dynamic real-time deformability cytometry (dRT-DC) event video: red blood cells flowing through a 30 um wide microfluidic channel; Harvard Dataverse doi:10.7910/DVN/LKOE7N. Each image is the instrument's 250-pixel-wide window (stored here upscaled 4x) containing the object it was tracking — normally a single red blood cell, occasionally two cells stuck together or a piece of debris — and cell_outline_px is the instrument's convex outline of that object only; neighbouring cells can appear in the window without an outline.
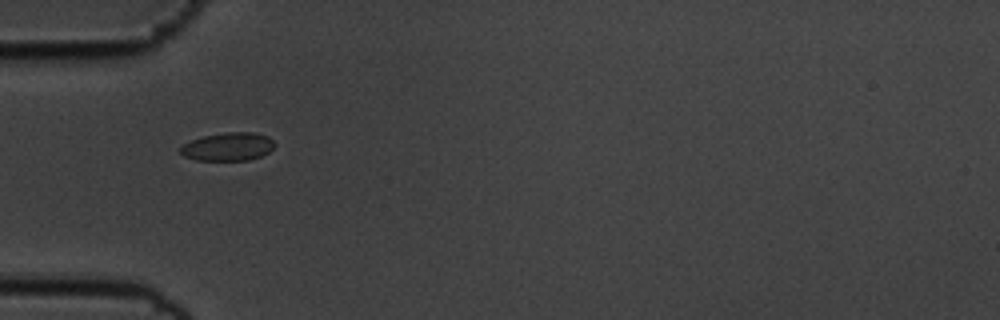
{"species": "common noctule bat (a hibernating species)", "species_latin": "Nyctalus noctula", "temperature_condition": "cold", "stored_images_in_passage": 40, "camera_frame_rate_fps": 3000, "um_per_image_px": 0.085, "animal": {"sex": "male", "body_mass_g": 19.5, "forearm_length_mm": 54.6}, "frame": {"image": 1, "passage_image": 1, "time_ms": 0.0, "image_size_px": [1000, 320], "cell_outline_px": [[276, 144], [268, 152], [260, 156], [248, 160], [196, 160], [184, 156], [180, 152], [180, 148], [184, 144], [192, 140], [204, 136], [228, 132], [252, 132], [268, 136]], "centroid_in_image_um": [19.39, 12.47], "position_along_channel_um": 65.6, "area_um2": 15.32}}
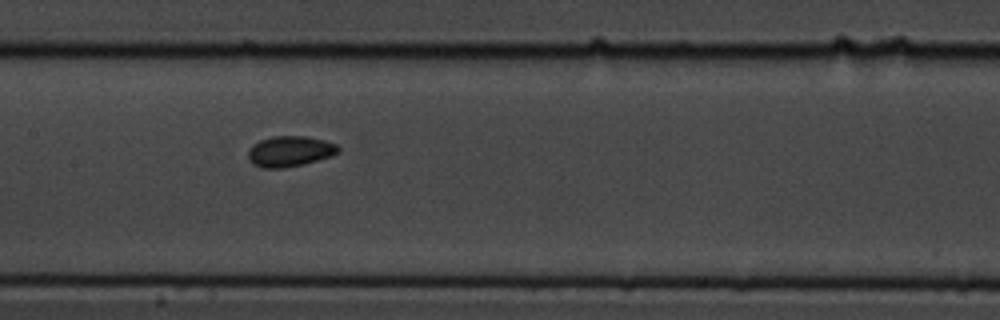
{"frame": {"image": 2, "passage_image": 11, "time_ms": 3.333, "image_size_px": [1000, 320], "cell_outline_px": [[340, 152], [332, 156], [304, 164], [284, 168], [264, 168], [252, 164], [248, 160], [248, 148], [252, 144], [260, 140], [272, 136], [308, 136], [324, 140], [336, 144], [340, 148]], "centroid_in_image_um": [24.63, 12.86], "position_along_channel_um": 182.8, "area_um2": 16.36}}
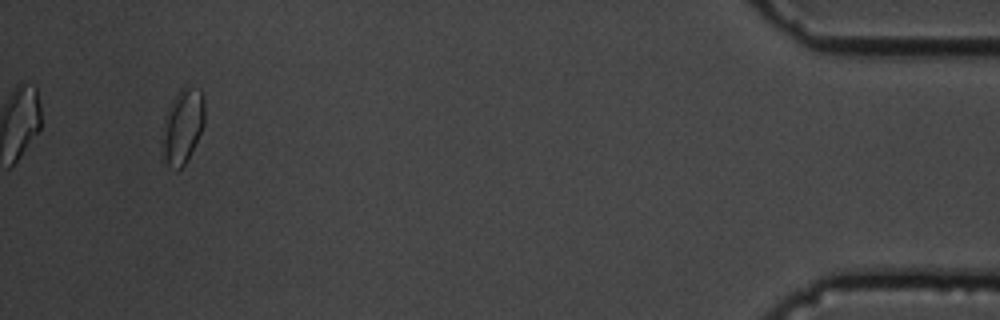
{"frame": {"image": 3, "passage_image": 37, "time_ms": 12.0, "image_size_px": [1000, 320], "cell_outline_px": [[204, 124], [184, 164], [180, 168], [168, 164], [164, 156], [164, 116], [172, 100], [180, 88], [200, 88], [204, 96]], "centroid_in_image_um": [15.55, 10.62], "position_along_channel_um": 419.6, "area_um2": 17.57}, "authors_computed_cell_mechanics": {"area_um2": 15.4615, "velocity_mm_per_s": 3.5424, "shape_relaxation_time_tau1_ms": 1.6779, "shape_relaxation_time_tau2_ms": 2.4263, "deformation_change_tau1": 0.0762, "deformation_change_tau2": 0.055}}